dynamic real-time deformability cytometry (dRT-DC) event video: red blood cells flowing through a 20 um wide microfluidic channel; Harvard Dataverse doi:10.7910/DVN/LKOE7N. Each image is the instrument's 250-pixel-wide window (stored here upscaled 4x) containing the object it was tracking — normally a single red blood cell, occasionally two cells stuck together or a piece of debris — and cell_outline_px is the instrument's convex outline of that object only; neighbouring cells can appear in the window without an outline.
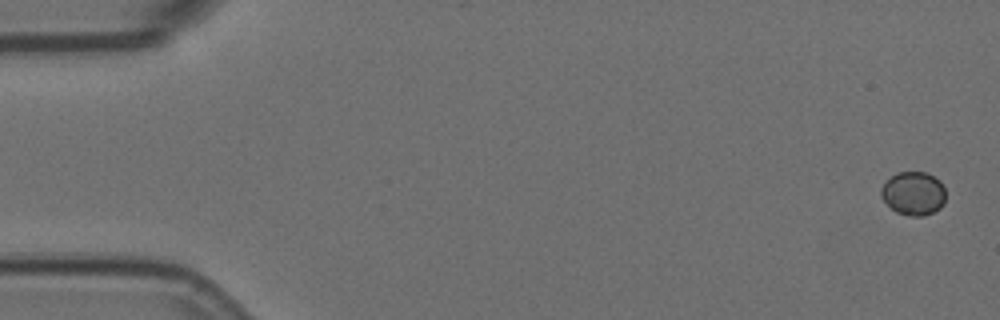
{"species": "Egyptian fruit bat (a non-hibernating species)", "species_latin": "Rousettus aegyptiacus", "temperature_condition": "room temperature", "stored_images_in_passage": 7, "camera_frame_rate_fps": 3000, "um_per_image_px": 0.085, "animal": {"sex": "female"}, "frame": {"image": 1, "passage_image": 1, "time_ms": 0.0, "image_size_px": [1000, 320], "cell_outline_px": [[944, 204], [940, 208], [924, 216], [908, 216], [896, 212], [880, 196], [880, 188], [896, 172], [924, 172], [940, 180], [944, 188]], "centroid_in_image_um": [77.64, 16.45], "position_along_channel_um": 7.4, "area_um2": 16.3}}
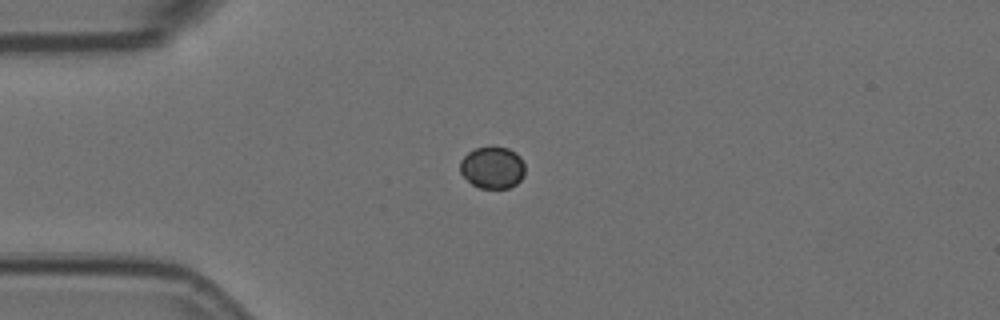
{"frame": {"image": 2, "passage_image": 5, "time_ms": 1.333, "image_size_px": [1000, 320], "cell_outline_px": [[524, 176], [516, 184], [508, 188], [480, 188], [472, 184], [460, 172], [460, 160], [468, 152], [476, 148], [508, 148], [516, 152], [520, 156], [524, 164]], "centroid_in_image_um": [41.86, 14.25], "position_along_channel_um": 43.1, "area_um2": 15.72}}
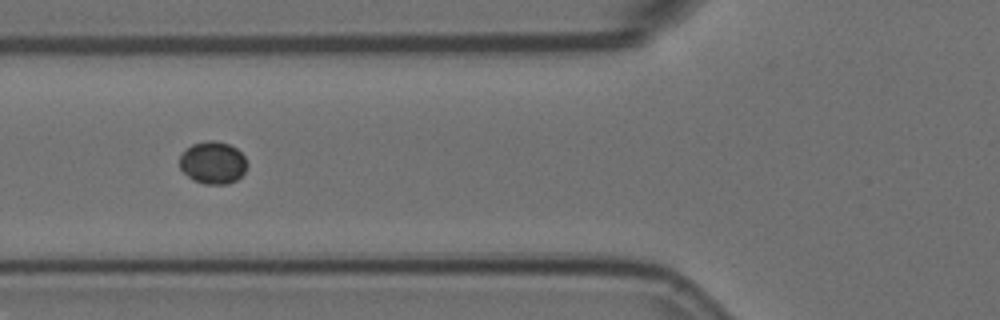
{"frame": {"image": 3, "passage_image": 7, "time_ms": 2.0, "image_size_px": [1000, 320], "cell_outline_px": [[248, 164], [244, 172], [236, 180], [228, 184], [204, 184], [192, 180], [180, 168], [180, 156], [192, 144], [208, 140], [216, 140], [228, 144], [236, 148], [244, 156]], "centroid_in_image_um": [18.1, 13.83], "position_along_channel_um": 107.7, "area_um2": 16.65}}